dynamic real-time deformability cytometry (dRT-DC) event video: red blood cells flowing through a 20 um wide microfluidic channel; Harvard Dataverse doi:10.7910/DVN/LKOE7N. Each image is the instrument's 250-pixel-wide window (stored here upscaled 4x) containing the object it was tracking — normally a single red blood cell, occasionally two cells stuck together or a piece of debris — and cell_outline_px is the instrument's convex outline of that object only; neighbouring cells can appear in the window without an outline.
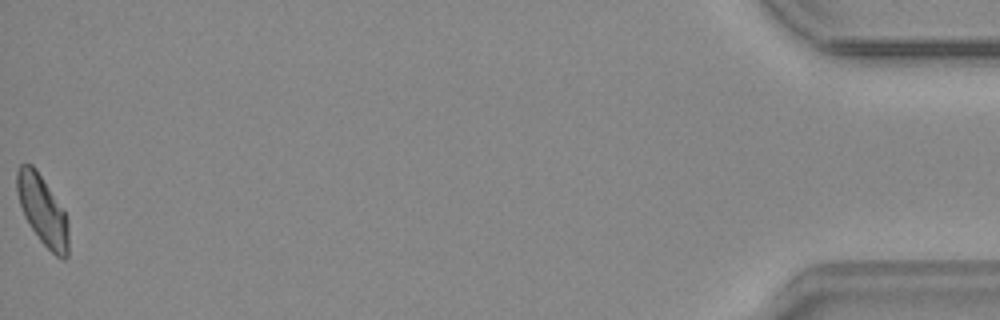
{"species": "common noctule bat (a hibernating species)", "species_latin": "Nyctalus noctula", "temperature_condition": "warm", "stored_images_in_passage": 39, "camera_frame_rate_fps": 3000, "um_per_image_px": 0.085, "animal": {"sex": "male", "body_mass_g": 20.4}, "frame": {"image": 1, "passage_image": 39, "time_ms": 12.667, "image_size_px": [1000, 320], "cell_outline_px": [[68, 256], [64, 260], [60, 260], [40, 240], [24, 216], [16, 192], [16, 172], [20, 164], [32, 164], [36, 168], [64, 208], [68, 220]], "centroid_in_image_um": [3.63, 17.86], "position_along_channel_um": 431.6, "area_um2": 21.15}, "authors_computed_cell_mechanics": {"area_um2": 21.2126, "velocity_mm_per_s": 3.8825, "shape_relaxation_time_tau1_ms": 7.9174, "shape_relaxation_time_tau2_ms": 6.0125, "deformation_change_tau1": 0.1649, "deformation_change_tau2": 0.1344}}